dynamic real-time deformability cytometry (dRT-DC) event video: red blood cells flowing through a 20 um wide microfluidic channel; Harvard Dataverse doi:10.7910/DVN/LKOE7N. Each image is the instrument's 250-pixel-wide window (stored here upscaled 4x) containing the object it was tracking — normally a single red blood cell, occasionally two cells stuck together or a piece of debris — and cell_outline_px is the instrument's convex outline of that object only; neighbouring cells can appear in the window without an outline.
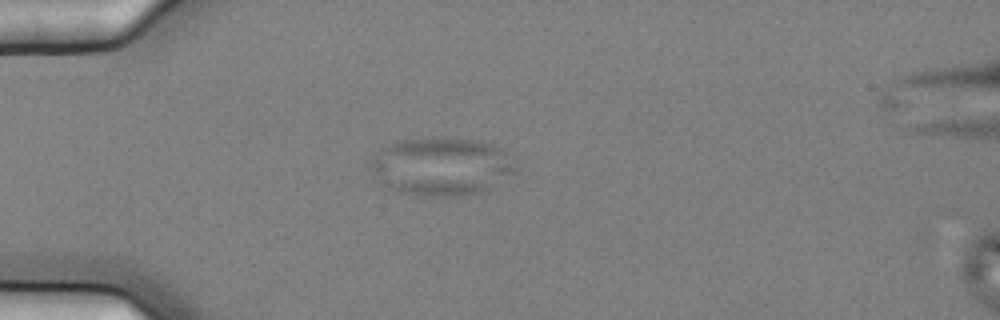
{"species": "common noctule bat (a hibernating species)", "species_latin": "Nyctalus noctula", "temperature_condition": "cold", "stored_images_in_passage": 9, "camera_frame_rate_fps": 3000, "um_per_image_px": 0.085, "animal": {"sex": "female", "body_mass_g": 25.1}, "frame": {"image": 1, "passage_image": 3, "time_ms": 0.667, "image_size_px": [1000, 320], "cell_outline_px": [[520, 168], [516, 172], [488, 192], [460, 196], [432, 196], [400, 192], [376, 180], [372, 168], [372, 160], [380, 148], [396, 140], [432, 136], [476, 140], [496, 144], [504, 148]], "centroid_in_image_um": [37.63, 14.13], "position_along_channel_um": 47.4, "area_um2": 50.23}}
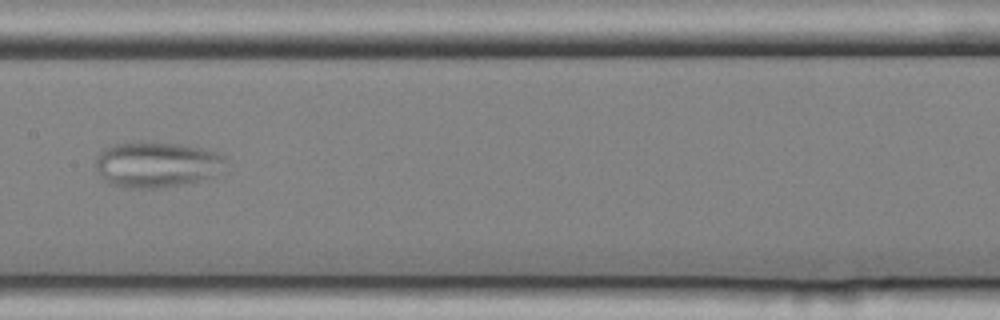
{"frame": {"image": 2, "passage_image": 7, "time_ms": 2.0, "image_size_px": [1000, 320], "cell_outline_px": [[228, 160], [216, 176], [200, 180], [180, 184], [156, 188], [128, 188], [108, 184], [104, 180], [96, 168], [96, 156], [104, 148], [112, 144], [140, 140], [148, 140], [180, 144], [220, 152]], "centroid_in_image_um": [13.31, 13.95], "position_along_channel_um": 194.1, "area_um2": 35.26}}